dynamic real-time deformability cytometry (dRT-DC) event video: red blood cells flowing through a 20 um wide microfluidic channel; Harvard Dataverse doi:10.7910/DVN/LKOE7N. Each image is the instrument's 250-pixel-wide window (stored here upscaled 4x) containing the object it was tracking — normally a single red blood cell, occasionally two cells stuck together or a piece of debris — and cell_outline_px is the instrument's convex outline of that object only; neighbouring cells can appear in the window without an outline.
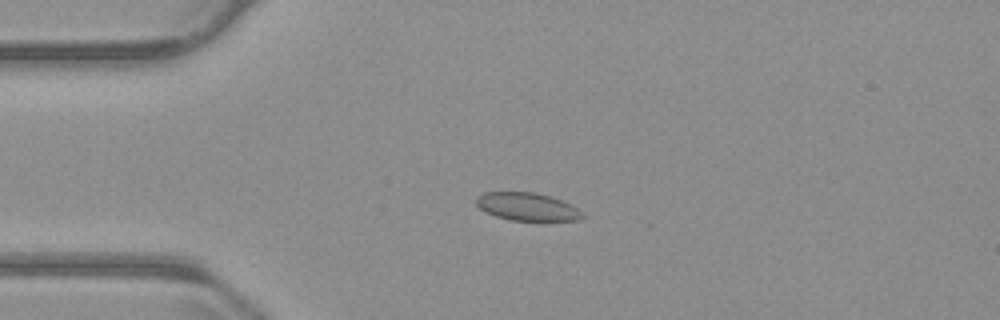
{"species": "common noctule bat (a hibernating species)", "species_latin": "Nyctalus noctula", "temperature_condition": "warm", "stored_images_in_passage": 56, "camera_frame_rate_fps": 3000, "um_per_image_px": 0.085, "animal": {"sex": "male", "body_mass_g": 23.1, "forearm_length_mm": 52.7}, "frame": {"image": 1, "passage_image": 14, "time_ms": 4.333, "image_size_px": [1000, 320], "cell_outline_px": [[584, 216], [580, 220], [512, 220], [496, 216], [480, 208], [476, 204], [476, 196], [484, 192], [536, 192], [552, 196], [572, 204]], "centroid_in_image_um": [44.81, 17.55], "position_along_channel_um": 40.2, "area_um2": 17.17}}
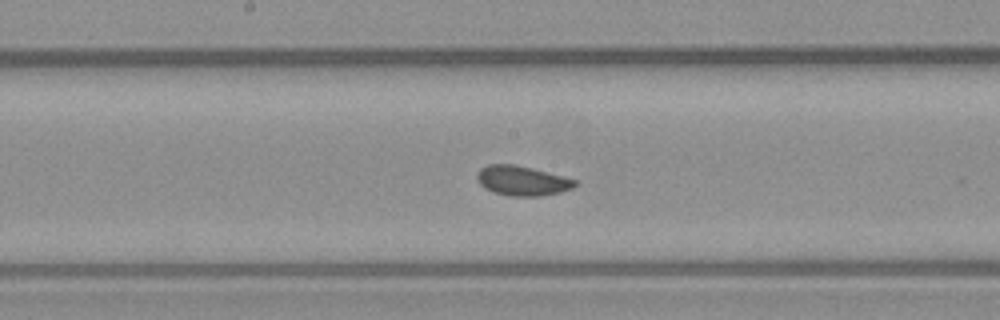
{"frame": {"image": 2, "passage_image": 29, "time_ms": 9.333, "image_size_px": [1000, 320], "cell_outline_px": [[576, 184], [572, 188], [560, 192], [540, 196], [512, 196], [492, 192], [484, 188], [480, 184], [476, 176], [480, 168], [488, 164], [516, 164], [564, 176], [576, 180]], "centroid_in_image_um": [44.36, 15.35], "position_along_channel_um": 203.8, "area_um2": 16.99}}
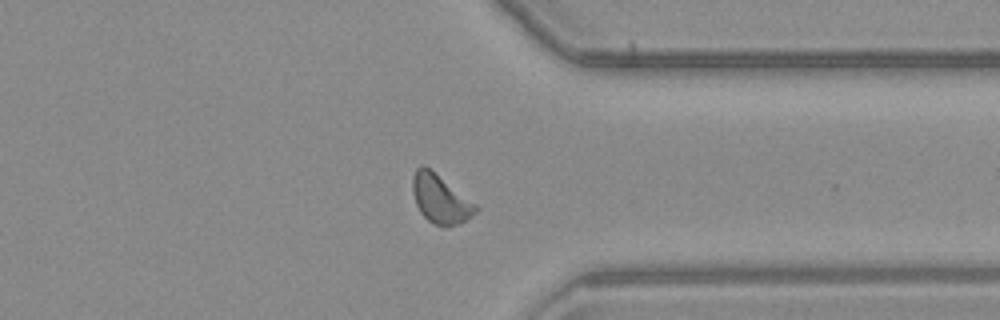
{"frame": {"image": 3, "passage_image": 43, "time_ms": 14.0, "image_size_px": [1000, 320], "cell_outline_px": [[480, 208], [472, 216], [460, 224], [444, 228], [428, 220], [420, 212], [416, 204], [412, 192], [412, 176], [416, 168], [420, 164], [424, 164], [476, 204]], "centroid_in_image_um": [37.42, 16.92], "position_along_channel_um": 374.0, "area_um2": 17.98}, "authors_computed_cell_mechanics": {"area_um2": 17.2533, "velocity_mm_per_s": 3.7529, "shape_relaxation_time_tau1_ms": 11.3418, "shape_relaxation_time_tau2_ms": 5.1258, "deformation_change_tau1": 0.1164, "deformation_change_tau2": 0.057}}